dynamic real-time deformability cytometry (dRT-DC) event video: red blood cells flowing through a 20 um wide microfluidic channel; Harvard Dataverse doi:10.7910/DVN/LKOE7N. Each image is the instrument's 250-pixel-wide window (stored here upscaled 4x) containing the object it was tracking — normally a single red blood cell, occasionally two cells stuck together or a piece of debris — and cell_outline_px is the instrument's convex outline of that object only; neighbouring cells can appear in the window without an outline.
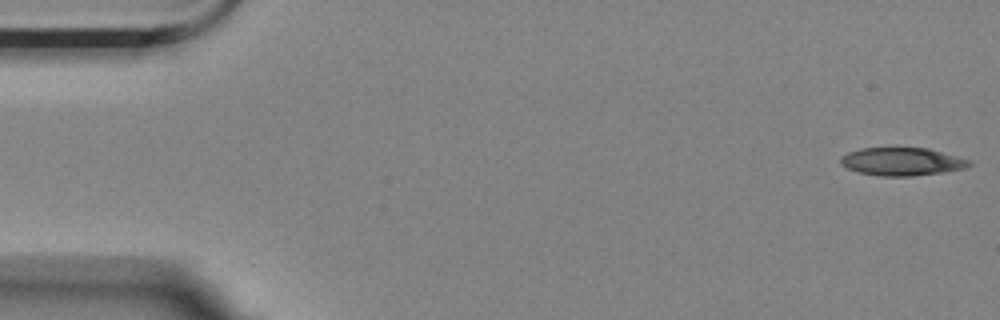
{"species": "Egyptian fruit bat (a non-hibernating species)", "species_latin": "Rousettus aegyptiacus", "temperature_condition": "room temperature", "stored_images_in_passage": 11, "camera_frame_rate_fps": 3000, "um_per_image_px": 0.085, "animal": {"sex": "female"}, "frame": {"image": 1, "passage_image": 1, "time_ms": 0.0, "image_size_px": [1000, 320], "cell_outline_px": [[972, 164], [964, 168], [944, 172], [912, 176], [880, 176], [860, 172], [848, 168], [840, 164], [840, 156], [848, 152], [860, 148], [928, 148], [972, 160]], "centroid_in_image_um": [76.67, 13.73], "position_along_channel_um": 8.3, "area_um2": 20.98}}